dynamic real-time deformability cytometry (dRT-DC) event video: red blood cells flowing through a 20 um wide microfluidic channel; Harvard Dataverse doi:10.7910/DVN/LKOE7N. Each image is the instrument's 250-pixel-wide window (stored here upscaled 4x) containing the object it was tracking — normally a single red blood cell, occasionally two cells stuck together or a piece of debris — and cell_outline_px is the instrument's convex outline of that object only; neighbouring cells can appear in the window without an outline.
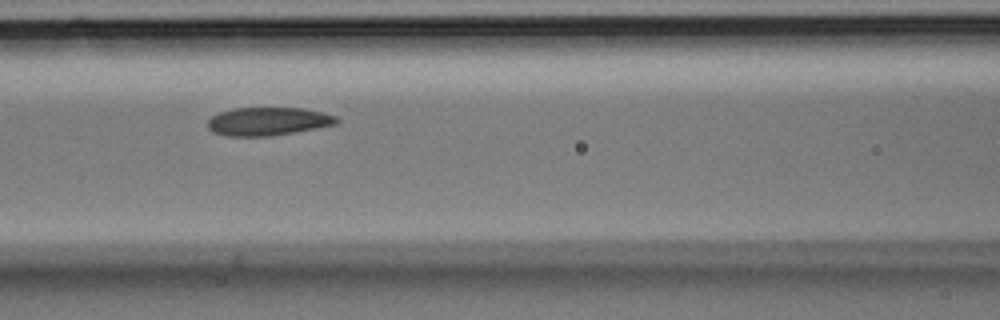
{"species": "Egyptian fruit bat (a non-hibernating species)", "species_latin": "Rousettus aegyptiacus", "temperature_condition": "room temperature", "stored_images_in_passage": 3, "camera_frame_rate_fps": 3000, "um_per_image_px": 0.085, "animal": {"sex": "male"}, "frame": {"image": 1, "passage_image": 3, "time_ms": 0.667, "image_size_px": [1000, 320], "cell_outline_px": [[340, 120], [336, 124], [316, 128], [272, 136], [224, 136], [212, 132], [208, 128], [208, 120], [212, 116], [220, 112], [232, 108], [300, 108], [320, 112], [336, 116]], "centroid_in_image_um": [22.74, 10.32], "position_along_channel_um": 143.9, "area_um2": 21.15}}